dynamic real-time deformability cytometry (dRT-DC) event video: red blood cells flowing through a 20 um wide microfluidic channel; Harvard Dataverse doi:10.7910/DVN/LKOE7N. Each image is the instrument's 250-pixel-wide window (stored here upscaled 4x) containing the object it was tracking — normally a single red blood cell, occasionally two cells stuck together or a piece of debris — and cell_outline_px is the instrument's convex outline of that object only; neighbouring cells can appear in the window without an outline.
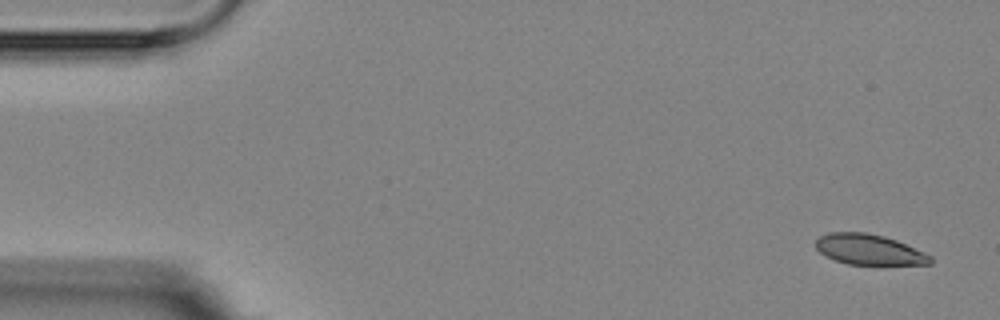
{"species": "Egyptian fruit bat (a non-hibernating species)", "species_latin": "Rousettus aegyptiacus", "temperature_condition": "room temperature", "stored_images_in_passage": 4, "camera_frame_rate_fps": 3000, "um_per_image_px": 0.085, "animal": {"sex": "female"}, "frame": {"image": 1, "passage_image": 1, "time_ms": 0.0, "image_size_px": [1000, 320], "cell_outline_px": [[932, 264], [848, 264], [824, 256], [816, 248], [816, 240], [820, 236], [828, 232], [864, 232], [884, 236], [896, 240], [924, 252], [932, 256]], "centroid_in_image_um": [73.86, 21.2], "position_along_channel_um": 11.1, "area_um2": 20.23}}